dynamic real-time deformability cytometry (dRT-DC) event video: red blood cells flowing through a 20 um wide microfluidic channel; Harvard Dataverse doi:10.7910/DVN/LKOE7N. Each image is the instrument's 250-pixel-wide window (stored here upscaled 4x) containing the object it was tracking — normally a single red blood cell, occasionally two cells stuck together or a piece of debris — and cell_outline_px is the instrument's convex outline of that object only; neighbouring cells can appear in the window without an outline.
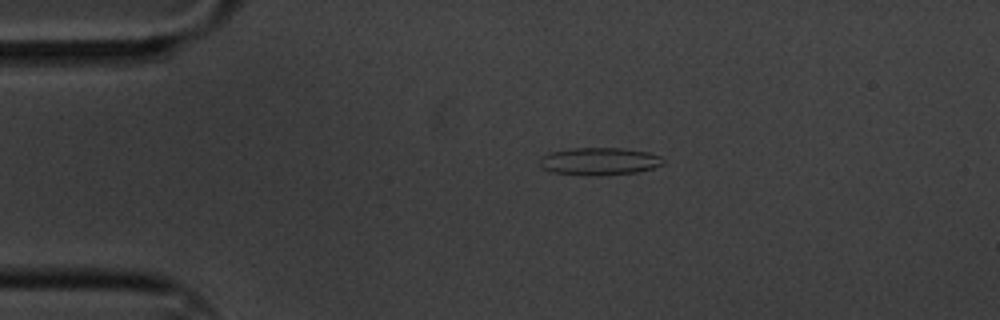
{"species": "common noctule bat (a hibernating species)", "species_latin": "Nyctalus noctula", "temperature_condition": "cold", "stored_images_in_passage": 6, "camera_frame_rate_fps": 3000, "um_per_image_px": 0.085, "animal": {"sex": "male", "body_mass_g": 20.1, "forearm_length_mm": 53.5}, "frame": {"image": 1, "passage_image": 3, "time_ms": 0.667, "image_size_px": [1000, 320], "cell_outline_px": [[664, 164], [652, 168], [636, 172], [596, 176], [588, 176], [552, 172], [540, 168], [540, 156], [548, 152], [576, 148], [620, 148], [648, 152], [660, 156], [664, 160]], "centroid_in_image_um": [50.9, 13.72], "position_along_channel_um": 34.1, "area_um2": 19.94}}
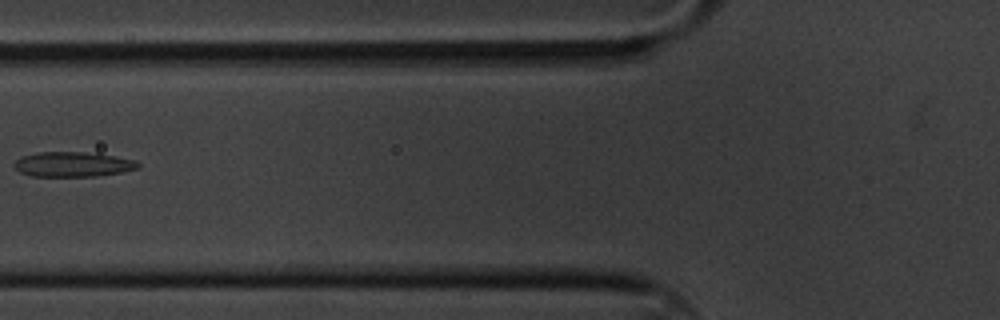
{"frame": {"image": 2, "passage_image": 6, "time_ms": 1.667, "image_size_px": [1000, 320], "cell_outline_px": [[140, 168], [120, 172], [96, 176], [32, 176], [20, 172], [12, 164], [20, 156], [36, 152], [84, 152], [116, 156], [136, 160], [140, 164]], "centroid_in_image_um": [6.18, 13.96], "position_along_channel_um": 119.6, "area_um2": 18.03}}